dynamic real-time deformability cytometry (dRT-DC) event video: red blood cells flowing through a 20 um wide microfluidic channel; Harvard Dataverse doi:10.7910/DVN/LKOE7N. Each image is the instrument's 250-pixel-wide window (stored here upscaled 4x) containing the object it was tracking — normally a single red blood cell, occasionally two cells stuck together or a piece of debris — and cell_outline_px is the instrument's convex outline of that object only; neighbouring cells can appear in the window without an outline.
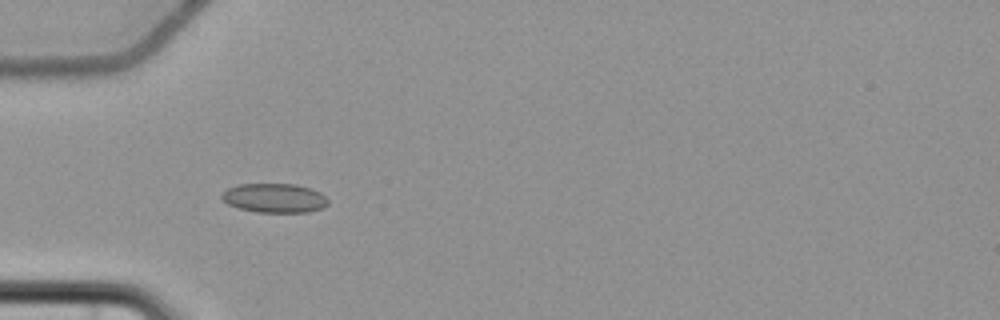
{"species": "common noctule bat (a hibernating species)", "species_latin": "Nyctalus noctula", "temperature_condition": "cold", "stored_images_in_passage": 7, "camera_frame_rate_fps": 3000, "um_per_image_px": 0.085, "animal": {"sex": "female", "body_mass_g": 22.7, "forearm_length_mm": 54.2}, "frame": {"image": 1, "passage_image": 5, "time_ms": 4.667, "image_size_px": [1000, 320], "cell_outline_px": [[328, 204], [324, 208], [308, 212], [256, 212], [240, 208], [228, 204], [220, 196], [228, 188], [240, 184], [296, 184], [320, 192], [328, 200]], "centroid_in_image_um": [23.35, 16.84], "position_along_channel_um": 61.6, "area_um2": 17.98}}
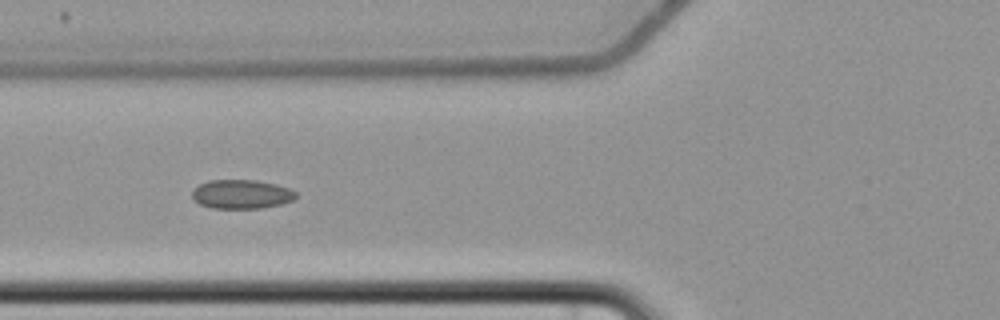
{"frame": {"image": 2, "passage_image": 6, "time_ms": 6.0, "image_size_px": [1000, 320], "cell_outline_px": [[296, 196], [292, 200], [280, 204], [260, 208], [212, 208], [200, 204], [192, 196], [192, 192], [200, 184], [208, 180], [256, 180], [276, 184], [288, 188], [296, 192]], "centroid_in_image_um": [20.53, 16.5], "position_along_channel_um": 105.3, "area_um2": 17.34}}
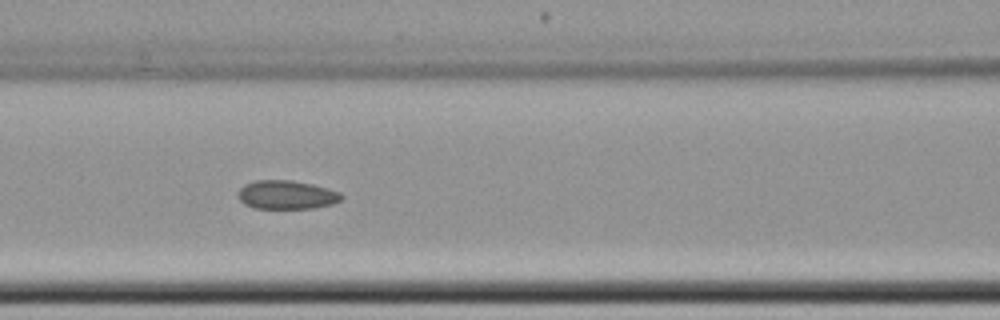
{"frame": {"image": 3, "passage_image": 7, "time_ms": 7.0, "image_size_px": [1000, 320], "cell_outline_px": [[344, 196], [340, 200], [332, 204], [312, 208], [252, 208], [244, 204], [236, 196], [236, 192], [244, 184], [256, 180], [292, 180], [312, 184], [328, 188], [340, 192]], "centroid_in_image_um": [24.32, 16.55], "position_along_channel_um": 142.3, "area_um2": 17.46}}